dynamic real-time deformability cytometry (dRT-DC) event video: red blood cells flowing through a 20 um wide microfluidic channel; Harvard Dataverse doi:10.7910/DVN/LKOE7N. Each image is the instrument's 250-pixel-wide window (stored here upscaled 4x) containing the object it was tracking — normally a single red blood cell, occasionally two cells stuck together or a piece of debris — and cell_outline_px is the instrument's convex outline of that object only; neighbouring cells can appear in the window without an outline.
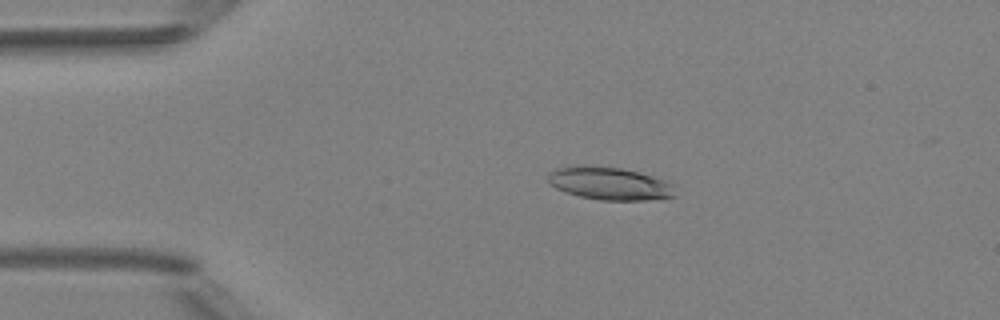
{"species": "Egyptian fruit bat (a non-hibernating species)", "species_latin": "Rousettus aegyptiacus", "temperature_condition": "room temperature", "stored_images_in_passage": 4, "camera_frame_rate_fps": 3000, "um_per_image_px": 0.085, "animal": {"sex": "female"}, "frame": {"image": 1, "passage_image": 3, "time_ms": 2.333, "image_size_px": [1000, 320], "cell_outline_px": [[676, 196], [644, 200], [600, 200], [580, 196], [564, 192], [548, 184], [548, 172], [556, 168], [584, 164], [620, 168], [652, 176], [664, 180], [672, 184]], "centroid_in_image_um": [51.74, 15.58], "position_along_channel_um": 33.3, "area_um2": 24.33}}